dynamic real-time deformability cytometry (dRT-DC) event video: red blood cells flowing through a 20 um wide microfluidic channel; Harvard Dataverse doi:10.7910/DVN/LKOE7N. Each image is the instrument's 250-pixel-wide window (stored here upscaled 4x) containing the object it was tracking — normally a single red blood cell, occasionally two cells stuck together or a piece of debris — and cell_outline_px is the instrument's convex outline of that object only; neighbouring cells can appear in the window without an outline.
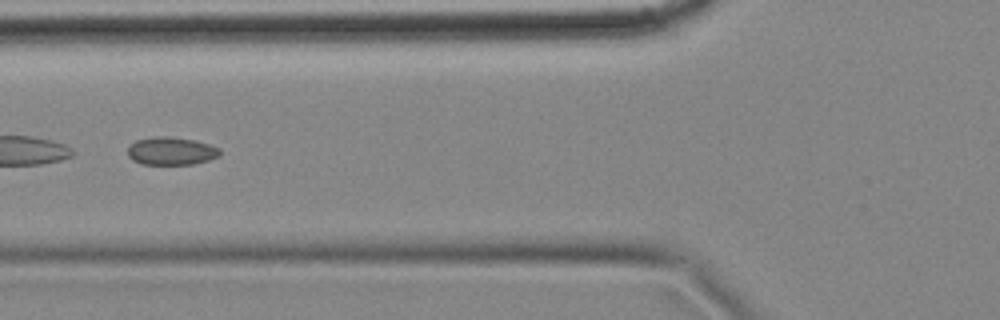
{"species": "common noctule bat (a hibernating species)", "species_latin": "Nyctalus noctula", "temperature_condition": "cold", "stored_images_in_passage": 9, "camera_frame_rate_fps": 3000, "um_per_image_px": 0.085, "animal": {"sex": "female", "body_mass_g": 18.4}, "frame": {"image": 1, "passage_image": 6, "time_ms": 1.667, "image_size_px": [1000, 320], "cell_outline_px": [[220, 156], [208, 160], [192, 164], [140, 164], [132, 160], [128, 156], [128, 148], [136, 140], [156, 136], [168, 136], [196, 140], [220, 148]], "centroid_in_image_um": [14.55, 12.83], "position_along_channel_um": 111.2, "area_um2": 15.03}}
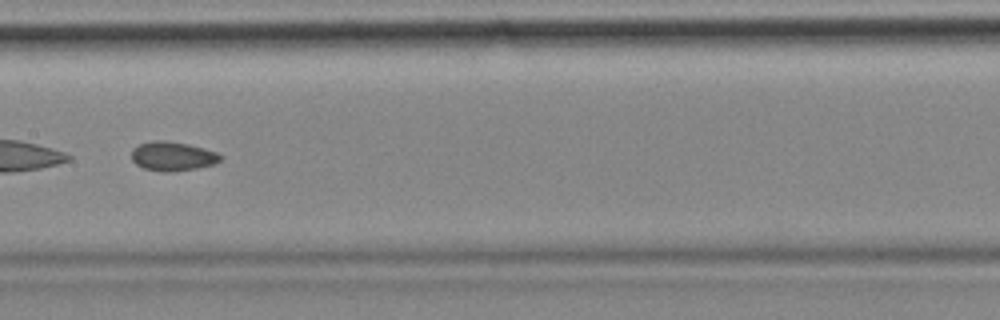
{"frame": {"image": 2, "passage_image": 8, "time_ms": 2.333, "image_size_px": [1000, 320], "cell_outline_px": [[224, 156], [216, 164], [196, 168], [168, 172], [164, 172], [144, 168], [136, 164], [132, 160], [132, 148], [140, 144], [156, 140], [164, 140], [188, 144], [204, 148], [216, 152]], "centroid_in_image_um": [14.69, 13.28], "position_along_channel_um": 192.7, "area_um2": 15.09}}
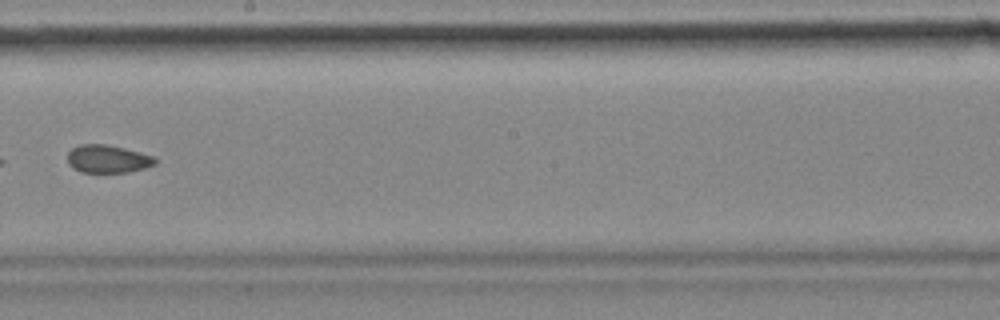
{"frame": {"image": 3, "passage_image": 9, "time_ms": 2.667, "image_size_px": [1000, 320], "cell_outline_px": [[156, 164], [148, 168], [128, 172], [80, 172], [72, 168], [68, 164], [68, 152], [72, 148], [80, 144], [108, 144], [156, 156]], "centroid_in_image_um": [9.18, 13.51], "position_along_channel_um": 239.0, "area_um2": 14.51}}